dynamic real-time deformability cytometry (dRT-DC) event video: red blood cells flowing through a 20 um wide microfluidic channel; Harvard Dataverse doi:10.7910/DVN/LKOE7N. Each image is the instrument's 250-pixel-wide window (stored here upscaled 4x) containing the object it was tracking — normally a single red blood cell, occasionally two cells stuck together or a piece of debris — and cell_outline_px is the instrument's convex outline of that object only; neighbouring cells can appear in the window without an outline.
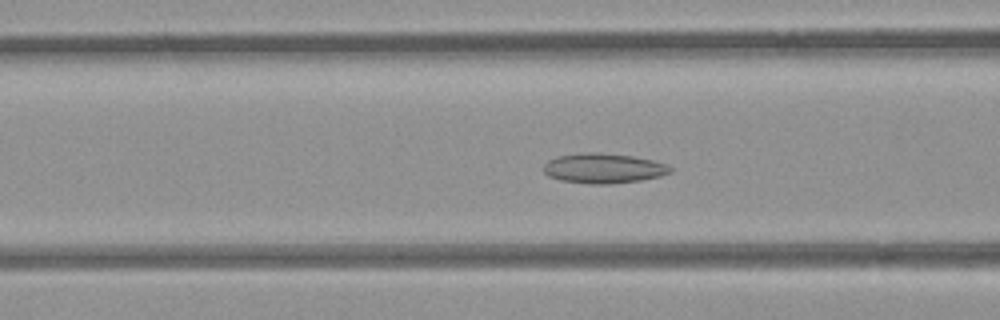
{"species": "common noctule bat (a hibernating species)", "species_latin": "Nyctalus noctula", "temperature_condition": "room temperature", "stored_images_in_passage": 52, "camera_frame_rate_fps": 3000, "um_per_image_px": 0.085, "animal": {"sex": "female", "body_mass_g": 21.9}, "frame": {"image": 1, "passage_image": 20, "time_ms": 6.333, "image_size_px": [1000, 320], "cell_outline_px": [[672, 172], [660, 176], [640, 180], [612, 184], [588, 184], [560, 180], [548, 176], [544, 172], [544, 164], [548, 160], [556, 156], [584, 152], [600, 152], [632, 156], [652, 160], [664, 164], [672, 168]], "centroid_in_image_um": [51.26, 14.3], "position_along_channel_um": 115.3, "area_um2": 22.2}}
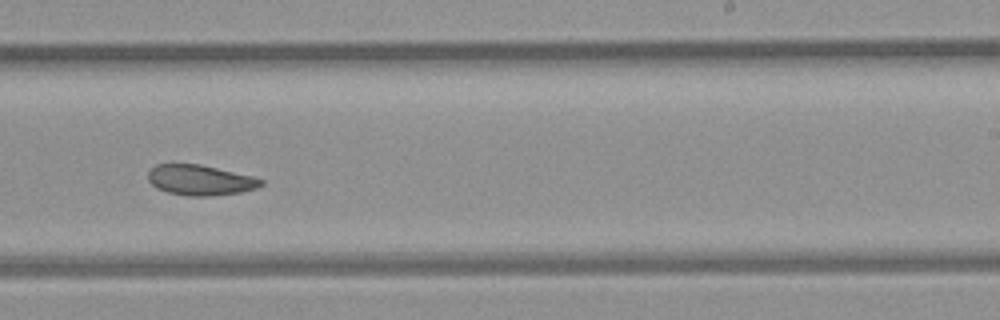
{"frame": {"image": 2, "passage_image": 32, "time_ms": 10.333, "image_size_px": [1000, 320], "cell_outline_px": [[264, 184], [256, 188], [240, 192], [212, 196], [188, 196], [168, 192], [156, 188], [148, 180], [148, 172], [156, 164], [200, 164], [252, 176], [264, 180]], "centroid_in_image_um": [17.01, 15.31], "position_along_channel_um": 272.0, "area_um2": 19.94}}
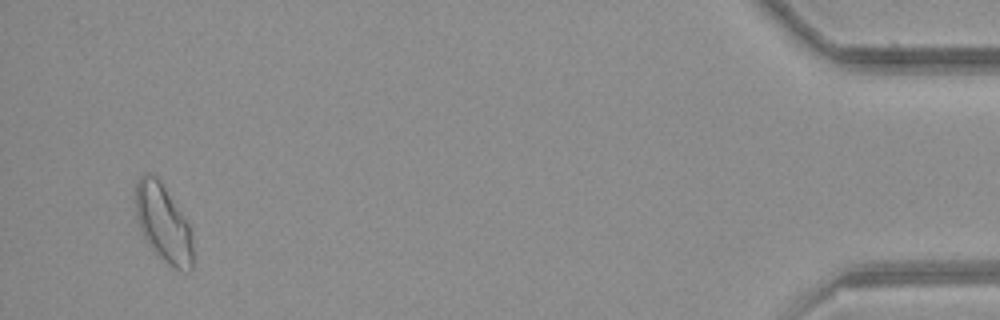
{"frame": {"image": 3, "passage_image": 50, "time_ms": 16.333, "image_size_px": [1000, 320], "cell_outline_px": [[192, 272], [180, 272], [172, 268], [148, 244], [140, 228], [136, 216], [136, 180], [144, 172], [148, 172], [156, 176], [160, 180], [188, 224], [192, 232]], "centroid_in_image_um": [13.88, 18.99], "position_along_channel_um": 421.3, "area_um2": 25.84}, "authors_computed_cell_mechanics": {"area_um2": 22.542, "velocity_mm_per_s": 3.9186, "shape_relaxation_time_tau1_ms": null, "shape_relaxation_time_tau2_ms": 3.4749, "deformation_change_tau1": null, "deformation_change_tau2": 0.0966}}